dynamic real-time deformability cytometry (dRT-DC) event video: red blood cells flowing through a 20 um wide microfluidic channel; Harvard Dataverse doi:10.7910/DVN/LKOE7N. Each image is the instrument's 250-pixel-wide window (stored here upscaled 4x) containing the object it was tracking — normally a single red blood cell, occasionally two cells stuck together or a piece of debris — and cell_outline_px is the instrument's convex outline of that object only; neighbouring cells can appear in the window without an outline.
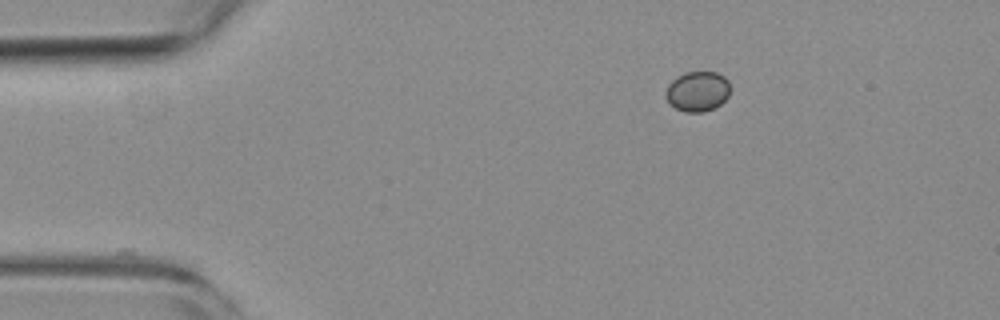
{"species": "common noctule bat (a hibernating species)", "species_latin": "Nyctalus noctula", "temperature_condition": "room temperature", "stored_images_in_passage": 47, "camera_frame_rate_fps": 3000, "um_per_image_px": 0.085, "animal": {"sex": "female", "body_mass_g": 19.3, "forearm_length_mm": 54.1}, "frame": {"image": 1, "passage_image": 1, "time_ms": 0.0, "image_size_px": [1000, 320], "cell_outline_px": [[728, 96], [720, 104], [704, 112], [684, 112], [668, 104], [664, 96], [664, 92], [668, 84], [676, 76], [684, 72], [716, 72], [724, 76], [728, 80]], "centroid_in_image_um": [59.23, 7.76], "position_along_channel_um": 25.8, "area_um2": 15.2}}
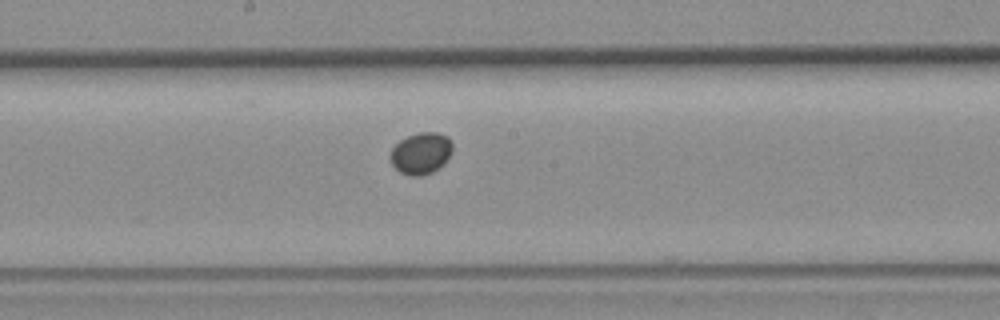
{"frame": {"image": 2, "passage_image": 21, "time_ms": 6.667, "image_size_px": [1000, 320], "cell_outline_px": [[452, 152], [444, 164], [432, 172], [420, 176], [412, 176], [400, 172], [392, 164], [388, 156], [392, 148], [400, 140], [408, 136], [420, 132], [436, 132], [448, 136], [452, 144]], "centroid_in_image_um": [35.78, 13.03], "position_along_channel_um": 212.4, "area_um2": 15.14}}
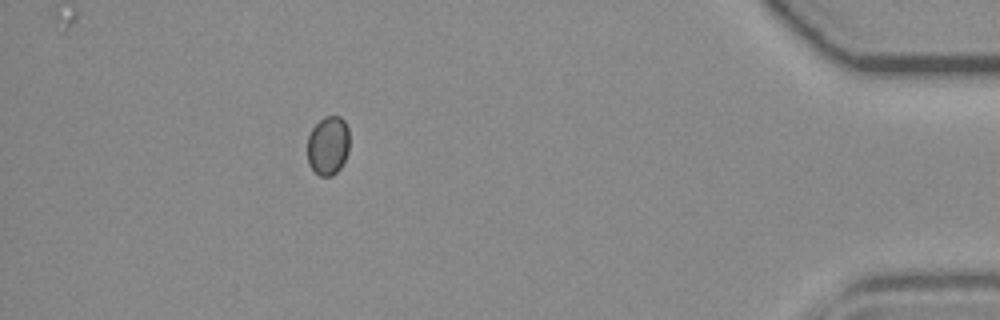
{"frame": {"image": 3, "passage_image": 41, "time_ms": 13.333, "image_size_px": [1000, 320], "cell_outline_px": [[348, 152], [340, 168], [332, 176], [320, 176], [308, 164], [308, 136], [312, 128], [324, 116], [340, 116], [344, 120], [348, 128]], "centroid_in_image_um": [27.88, 12.36], "position_along_channel_um": 407.3, "area_um2": 14.39}}